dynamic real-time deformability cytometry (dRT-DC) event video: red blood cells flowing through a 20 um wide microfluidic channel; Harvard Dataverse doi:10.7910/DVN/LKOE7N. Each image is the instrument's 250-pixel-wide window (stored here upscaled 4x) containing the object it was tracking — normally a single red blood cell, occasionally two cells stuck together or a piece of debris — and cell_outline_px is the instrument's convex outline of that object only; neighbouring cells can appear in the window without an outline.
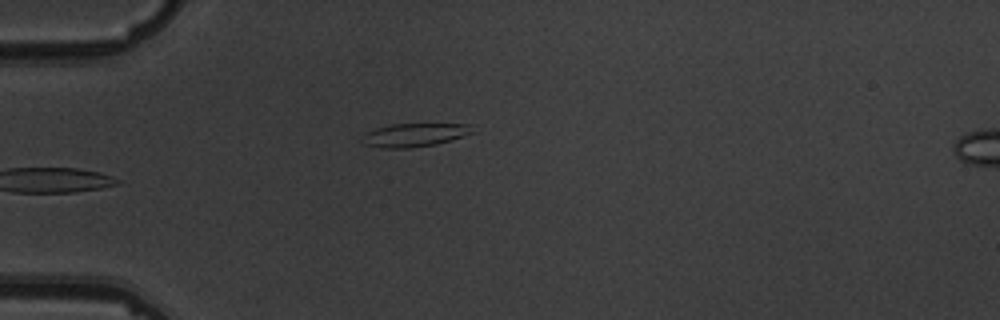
{"species": "common noctule bat (a hibernating species)", "species_latin": "Nyctalus noctula", "temperature_condition": "warm", "stored_images_in_passage": 6, "camera_frame_rate_fps": 3000, "um_per_image_px": 0.085, "animal": {"sex": "male", "body_mass_g": 19.5, "forearm_length_mm": 54.6}, "frame": {"image": 1, "passage_image": 6, "time_ms": 6.667, "image_size_px": [1000, 320], "cell_outline_px": [[476, 132], [436, 144], [408, 148], [384, 148], [360, 144], [360, 136], [376, 128], [392, 124], [472, 124]], "centroid_in_image_um": [35.2, 11.47], "position_along_channel_um": 49.8, "area_um2": 15.2}}